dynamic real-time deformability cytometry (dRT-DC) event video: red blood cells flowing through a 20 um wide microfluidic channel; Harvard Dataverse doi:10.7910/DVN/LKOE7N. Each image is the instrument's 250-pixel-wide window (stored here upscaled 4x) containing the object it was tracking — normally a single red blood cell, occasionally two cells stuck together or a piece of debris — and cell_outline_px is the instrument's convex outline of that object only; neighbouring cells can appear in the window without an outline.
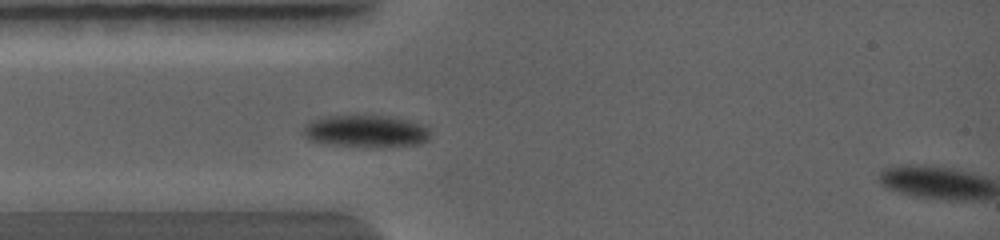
{"species": "common noctule bat (a hibernating species)", "species_latin": "Nyctalus noctula", "temperature_condition": "warm", "stored_images_in_passage": 7, "camera_frame_rate_fps": 5000, "um_per_image_px": 0.085, "animal": {"sex": "female", "body_mass_g": 19.0, "forearm_length_mm": 56.7}, "frame": {"image": 1, "passage_image": 6, "time_ms": 1.8, "image_size_px": [1000, 240], "cell_outline_px": [[424, 140], [416, 144], [332, 144], [312, 140], [308, 136], [308, 128], [312, 124], [320, 120], [332, 116], [380, 116], [396, 120], [408, 124], [424, 132]], "centroid_in_image_um": [30.95, 11.14], "position_along_channel_um": 54.0, "area_um2": 19.94}}